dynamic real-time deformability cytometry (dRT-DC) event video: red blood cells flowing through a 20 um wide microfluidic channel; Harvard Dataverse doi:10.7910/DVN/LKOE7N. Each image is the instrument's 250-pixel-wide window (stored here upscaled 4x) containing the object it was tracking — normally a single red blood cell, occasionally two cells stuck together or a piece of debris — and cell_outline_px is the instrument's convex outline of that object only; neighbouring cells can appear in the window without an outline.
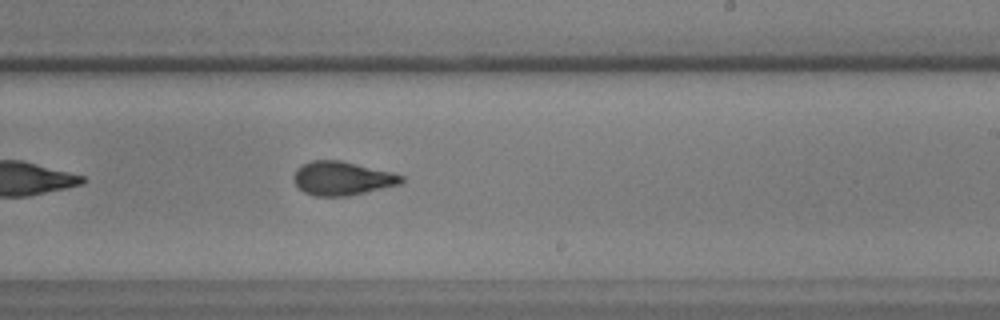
{"species": "common noctule bat (a hibernating species)", "species_latin": "Nyctalus noctula", "temperature_condition": "warm", "stored_images_in_passage": 33, "camera_frame_rate_fps": 3000, "um_per_image_px": 0.085, "animal": {"sex": "male", "body_mass_g": 17.9, "forearm_length_mm": 54.2}, "frame": {"image": 1, "passage_image": 19, "time_ms": 6.0, "image_size_px": [1000, 320], "cell_outline_px": [[404, 180], [400, 184], [348, 196], [316, 196], [304, 192], [292, 180], [292, 176], [296, 168], [300, 164], [312, 160], [340, 160], [392, 172], [404, 176]], "centroid_in_image_um": [29.04, 15.15], "position_along_channel_um": 260.0, "area_um2": 21.27}, "authors_computed_cell_mechanics": {"area_um2": 21.675, "velocity_mm_per_s": 3.5809, "shape_relaxation_time_tau1_ms": 6.0759, "shape_relaxation_time_tau2_ms": 1.2873, "deformation_change_tau1": 0.1816, "deformation_change_tau2": 0.0732}}